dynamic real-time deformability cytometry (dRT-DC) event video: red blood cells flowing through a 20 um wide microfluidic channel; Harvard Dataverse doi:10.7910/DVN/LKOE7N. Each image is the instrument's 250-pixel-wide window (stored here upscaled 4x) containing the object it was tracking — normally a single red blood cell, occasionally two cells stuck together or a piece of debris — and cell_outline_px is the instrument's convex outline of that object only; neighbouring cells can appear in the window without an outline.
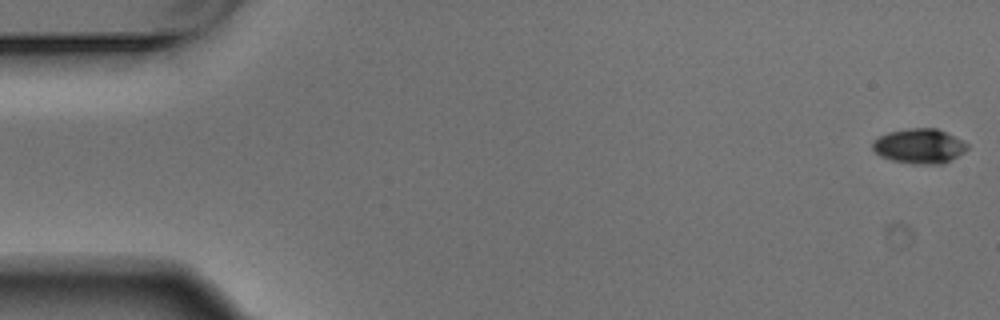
{"species": "Egyptian fruit bat (a non-hibernating species)", "species_latin": "Rousettus aegyptiacus", "temperature_condition": "warm", "stored_images_in_passage": 6, "segment_of_instrument_passage": [1, 2], "camera_frame_rate_fps": 3000, "um_per_image_px": 0.085, "animal": {"sex": "male"}, "frame": {"image": 1, "passage_image": 1, "time_ms": 0.0, "image_size_px": [1000, 320], "cell_outline_px": [[968, 148], [964, 152], [940, 164], [912, 164], [892, 160], [880, 156], [872, 148], [872, 140], [888, 132], [908, 128], [936, 128], [968, 144]], "centroid_in_image_um": [78.09, 12.42], "position_along_channel_um": 6.9, "area_um2": 18.96}}
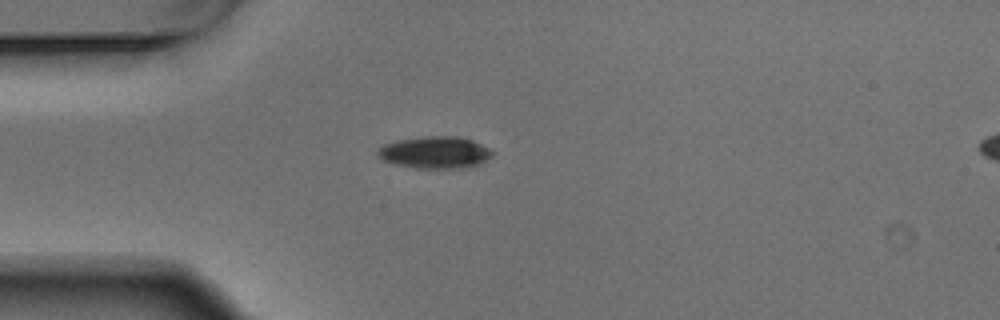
{"frame": {"image": 2, "passage_image": 5, "time_ms": 1.333, "image_size_px": [1000, 320], "cell_outline_px": [[492, 156], [480, 164], [468, 168], [412, 168], [392, 164], [380, 160], [376, 156], [376, 152], [384, 144], [400, 140], [428, 136], [456, 136], [472, 140], [488, 148], [492, 152]], "centroid_in_image_um": [36.93, 12.98], "position_along_channel_um": 48.1, "area_um2": 21.5}}